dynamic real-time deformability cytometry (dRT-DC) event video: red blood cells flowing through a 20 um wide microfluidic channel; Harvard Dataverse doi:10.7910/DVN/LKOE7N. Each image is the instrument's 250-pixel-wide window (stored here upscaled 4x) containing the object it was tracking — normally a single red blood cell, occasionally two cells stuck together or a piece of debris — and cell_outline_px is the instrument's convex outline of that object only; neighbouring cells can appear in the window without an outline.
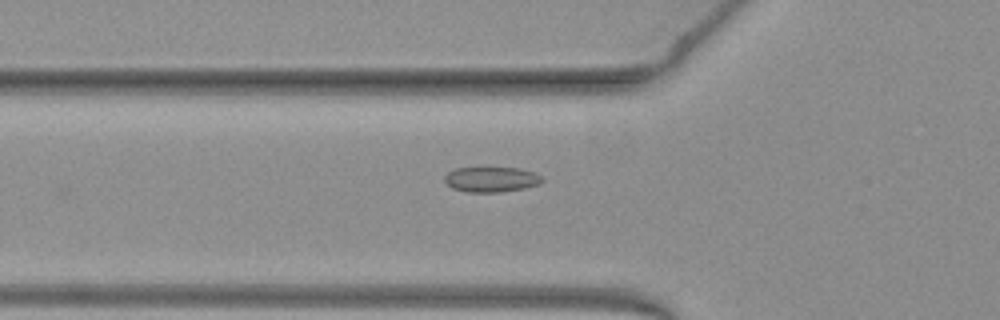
{"species": "common noctule bat (a hibernating species)", "species_latin": "Nyctalus noctula", "temperature_condition": "warm", "stored_images_in_passage": 35, "camera_frame_rate_fps": 3000, "um_per_image_px": 0.085, "animal": {"sex": "female", "body_mass_g": 19.3, "forearm_length_mm": 54.1}, "frame": {"image": 1, "passage_image": 5, "time_ms": 1.333, "image_size_px": [1000, 320], "cell_outline_px": [[544, 180], [540, 184], [524, 188], [500, 192], [468, 192], [452, 188], [444, 180], [444, 176], [448, 172], [456, 168], [520, 168], [536, 172], [544, 176]], "centroid_in_image_um": [41.82, 15.24], "position_along_channel_um": 84.0, "area_um2": 14.45}}
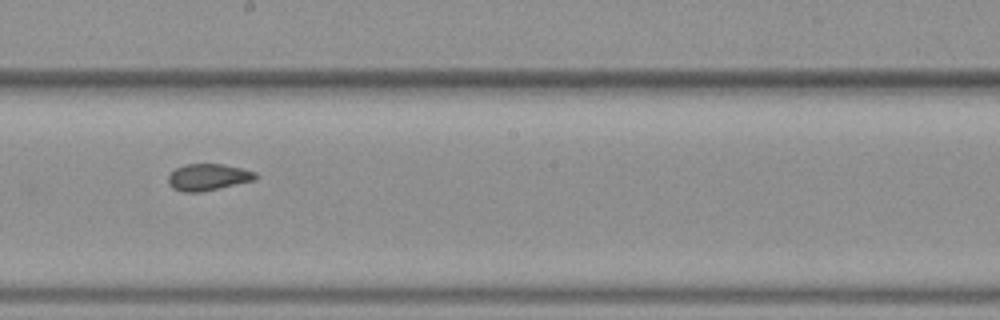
{"frame": {"image": 2, "passage_image": 16, "time_ms": 5.0, "image_size_px": [1000, 320], "cell_outline_px": [[256, 180], [200, 192], [184, 192], [172, 188], [168, 184], [168, 176], [176, 168], [184, 164], [224, 164], [256, 172]], "centroid_in_image_um": [17.67, 15.05], "position_along_channel_um": 230.5, "area_um2": 13.53}}
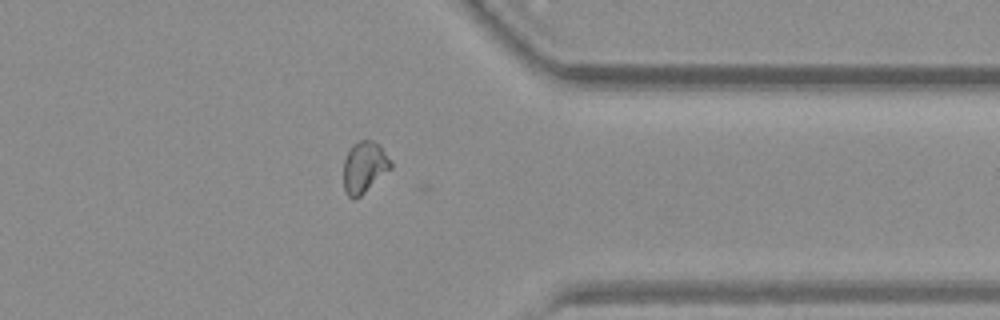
{"frame": {"image": 3, "passage_image": 28, "time_ms": 9.0, "image_size_px": [1000, 320], "cell_outline_px": [[392, 168], [356, 200], [352, 200], [344, 192], [344, 160], [352, 144], [360, 140], [372, 140], [380, 144], [392, 160]], "centroid_in_image_um": [30.98, 14.21], "position_along_channel_um": 380.4, "area_um2": 14.45}, "authors_computed_cell_mechanics": {"area_um2": 14.161, "velocity_mm_per_s": 3.9713, "shape_relaxation_time_tau1_ms": null, "shape_relaxation_time_tau2_ms": 0.8441, "deformation_change_tau1": null, "deformation_change_tau2": 0.0447}}